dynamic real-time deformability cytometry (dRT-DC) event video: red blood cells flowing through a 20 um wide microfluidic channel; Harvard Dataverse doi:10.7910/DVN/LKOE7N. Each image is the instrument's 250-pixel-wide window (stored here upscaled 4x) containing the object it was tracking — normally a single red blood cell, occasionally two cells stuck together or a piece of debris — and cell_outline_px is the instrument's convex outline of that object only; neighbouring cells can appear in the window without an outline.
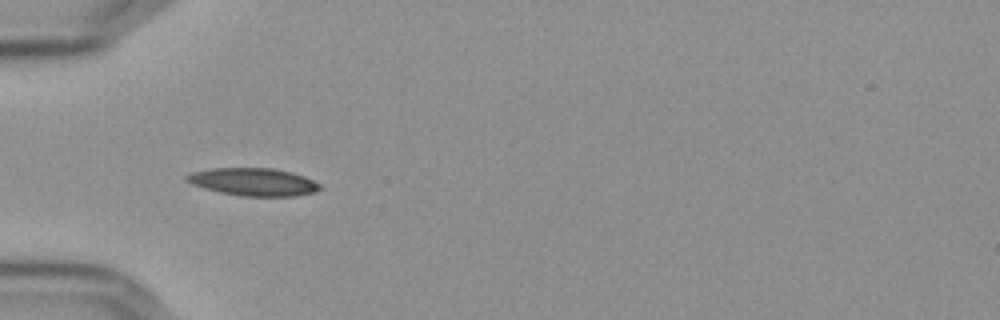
{"species": "Egyptian fruit bat (a non-hibernating species)", "species_latin": "Rousettus aegyptiacus", "temperature_condition": "cold", "stored_images_in_passage": 39, "camera_frame_rate_fps": 3000, "um_per_image_px": 0.085, "frame": {"image": 1, "passage_image": 1, "time_ms": 0.0, "image_size_px": [1000, 320], "cell_outline_px": [[324, 188], [312, 192], [292, 196], [240, 196], [220, 192], [204, 188], [192, 184], [184, 180], [184, 176], [192, 172], [212, 168], [272, 168], [292, 172], [304, 176], [320, 184]], "centroid_in_image_um": [21.52, 15.46], "position_along_channel_um": 63.5, "area_um2": 21.5}}
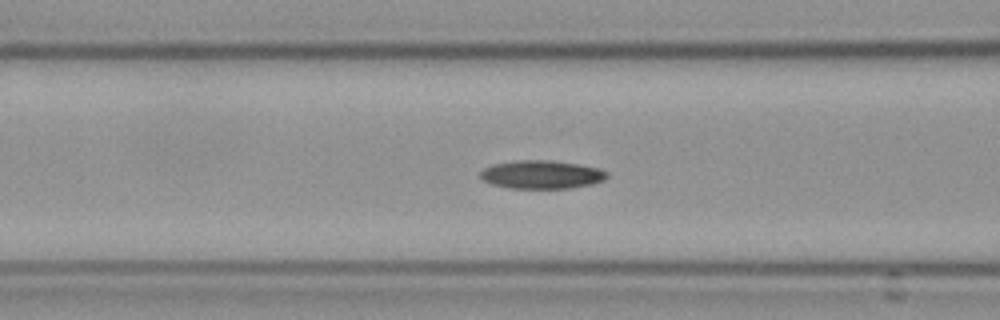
{"frame": {"image": 2, "passage_image": 6, "time_ms": 1.667, "image_size_px": [1000, 320], "cell_outline_px": [[608, 176], [604, 180], [592, 184], [572, 188], [508, 188], [492, 184], [484, 180], [480, 176], [480, 172], [484, 168], [492, 164], [512, 160], [552, 160], [600, 168], [608, 172]], "centroid_in_image_um": [46.04, 14.83], "position_along_channel_um": 120.6, "area_um2": 21.04}}
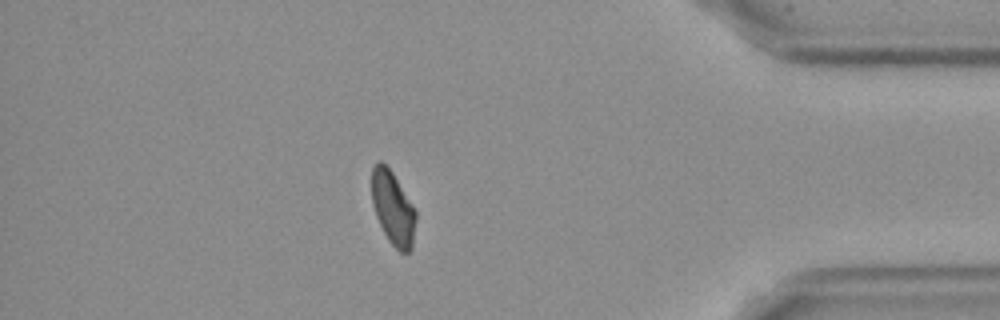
{"frame": {"image": 3, "passage_image": 32, "time_ms": 10.333, "image_size_px": [1000, 320], "cell_outline_px": [[416, 220], [412, 248], [408, 252], [400, 252], [388, 240], [376, 216], [372, 204], [372, 168], [376, 160], [380, 160], [392, 172], [416, 212]], "centroid_in_image_um": [33.39, 17.69], "position_along_channel_um": 401.8, "area_um2": 18.67}, "authors_computed_cell_mechanics": {"area_um2": 20.23, "velocity_mm_per_s": 3.6189, "shape_relaxation_time_tau1_ms": 6.7785, "shape_relaxation_time_tau2_ms": 7.402, "deformation_change_tau1": 0.1508, "deformation_change_tau2": 0.1185}}